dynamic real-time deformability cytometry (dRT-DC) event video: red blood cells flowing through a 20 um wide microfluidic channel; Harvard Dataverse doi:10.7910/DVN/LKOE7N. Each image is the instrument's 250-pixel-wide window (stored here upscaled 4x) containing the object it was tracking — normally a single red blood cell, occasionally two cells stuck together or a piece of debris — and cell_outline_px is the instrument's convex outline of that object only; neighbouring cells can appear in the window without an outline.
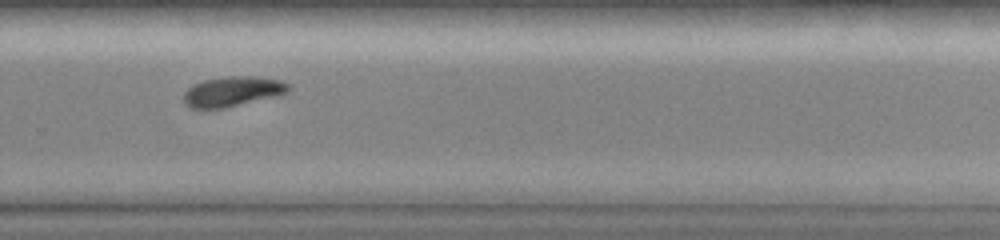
{"species": "common noctule bat (a hibernating species)", "species_latin": "Nyctalus noctula", "temperature_condition": "room temperature", "stored_images_in_passage": 12, "camera_frame_rate_fps": 3000, "um_per_image_px": 0.085, "animal": {"sex": "female", "body_mass_g": 19.0, "forearm_length_mm": 51.5}, "frame": {"image": 1, "passage_image": 9, "time_ms": 8.0, "image_size_px": [1000, 240], "cell_outline_px": [[288, 92], [224, 108], [192, 108], [184, 100], [184, 92], [192, 84], [204, 80], [232, 76], [252, 76], [280, 80], [288, 84]], "centroid_in_image_um": [19.72, 7.76], "position_along_channel_um": 310.1, "area_um2": 17.74}}
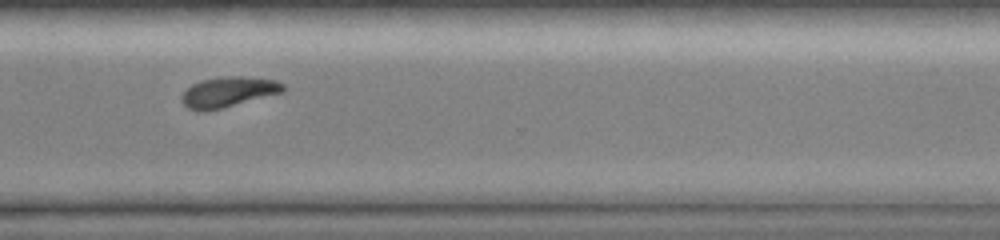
{"frame": {"image": 2, "passage_image": 10, "time_ms": 9.0, "image_size_px": [1000, 240], "cell_outline_px": [[284, 92], [224, 108], [204, 112], [200, 112], [188, 108], [180, 100], [180, 96], [192, 84], [200, 80], [228, 76], [244, 76], [276, 80], [284, 84]], "centroid_in_image_um": [19.4, 7.83], "position_along_channel_um": 351.2, "area_um2": 18.15}}